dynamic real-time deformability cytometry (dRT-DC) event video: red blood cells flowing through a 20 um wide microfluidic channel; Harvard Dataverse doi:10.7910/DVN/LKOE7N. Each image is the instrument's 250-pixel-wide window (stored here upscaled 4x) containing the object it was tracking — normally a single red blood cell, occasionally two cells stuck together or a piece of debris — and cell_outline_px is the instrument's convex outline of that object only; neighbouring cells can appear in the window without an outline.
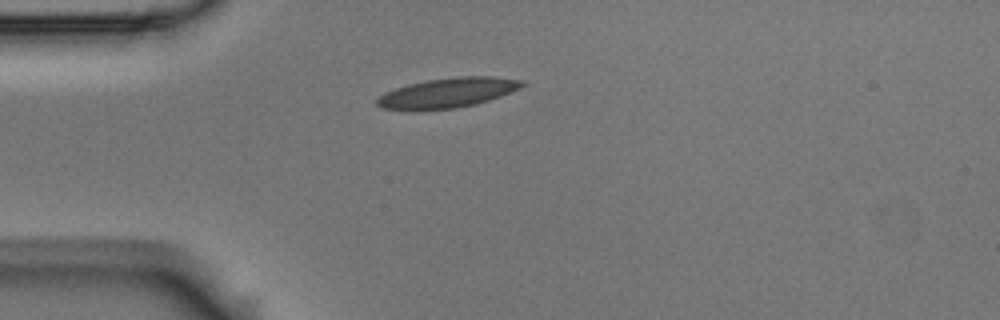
{"species": "Egyptian fruit bat (a non-hibernating species)", "species_latin": "Rousettus aegyptiacus", "temperature_condition": "room temperature", "stored_images_in_passage": 36, "camera_frame_rate_fps": 3000, "um_per_image_px": 0.085, "animal": {"sex": "male"}, "frame": {"image": 1, "passage_image": 1, "time_ms": 0.0, "image_size_px": [1000, 320], "cell_outline_px": [[528, 84], [520, 88], [500, 96], [476, 104], [456, 108], [384, 108], [376, 104], [376, 100], [384, 92], [408, 84], [428, 80], [456, 76], [492, 76], [524, 80]], "centroid_in_image_um": [38.15, 7.84], "position_along_channel_um": 46.9, "area_um2": 24.62}}
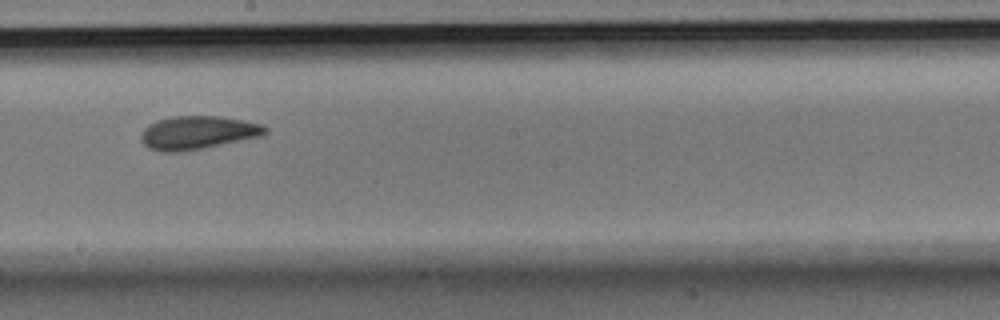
{"frame": {"image": 2, "passage_image": 18, "time_ms": 5.667, "image_size_px": [1000, 320], "cell_outline_px": [[268, 132], [264, 136], [204, 148], [180, 152], [160, 152], [148, 148], [140, 140], [140, 132], [148, 124], [156, 120], [172, 116], [220, 116], [244, 120], [260, 124], [268, 128]], "centroid_in_image_um": [16.79, 11.28], "position_along_channel_um": 231.4, "area_um2": 24.57}}
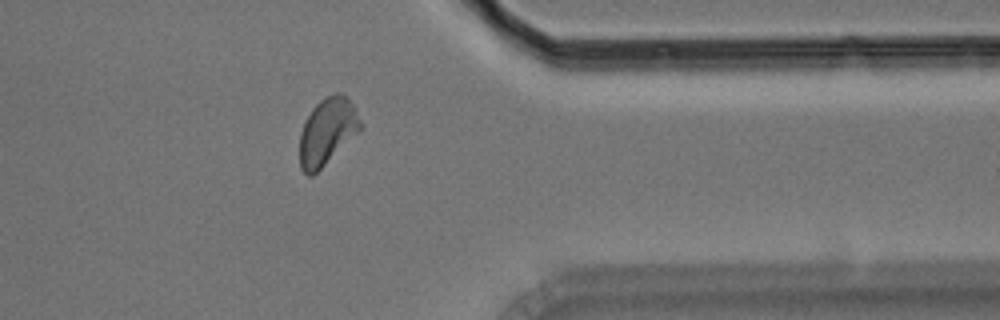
{"frame": {"image": 3, "passage_image": 32, "time_ms": 10.333, "image_size_px": [1000, 320], "cell_outline_px": [[364, 128], [360, 132], [312, 176], [308, 176], [300, 168], [300, 132], [312, 108], [320, 100], [336, 92], [340, 92], [348, 96]], "centroid_in_image_um": [27.84, 11.17], "position_along_channel_um": 383.6, "area_um2": 23.64}, "authors_computed_cell_mechanics": {"area_um2": 23.7269, "velocity_mm_per_s": 3.5068, "shape_relaxation_time_tau1_ms": 6.3707, "shape_relaxation_time_tau2_ms": 2.3019, "deformation_change_tau1": 0.1568, "deformation_change_tau2": 0.0711}}